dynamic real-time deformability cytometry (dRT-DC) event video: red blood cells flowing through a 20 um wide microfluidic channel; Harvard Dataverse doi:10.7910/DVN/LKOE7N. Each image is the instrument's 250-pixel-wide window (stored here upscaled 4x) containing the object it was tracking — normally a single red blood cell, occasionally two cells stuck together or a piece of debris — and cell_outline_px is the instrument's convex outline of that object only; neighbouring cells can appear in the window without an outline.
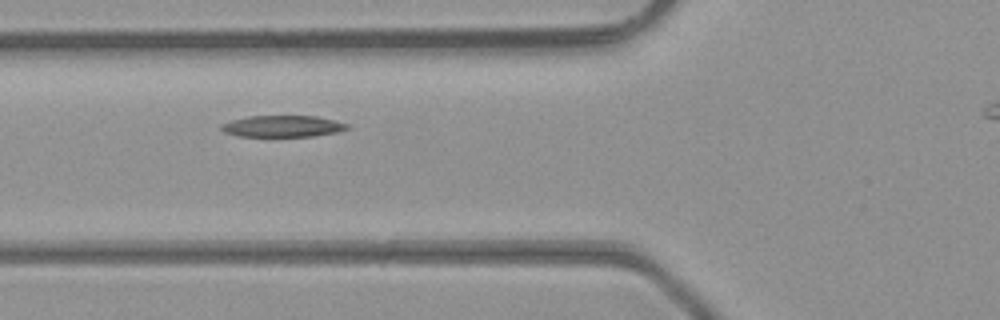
{"species": "common noctule bat (a hibernating species)", "species_latin": "Nyctalus noctula", "temperature_condition": "room temperature", "stored_images_in_passage": 5, "segment_of_instrument_passage": [1, 2], "camera_frame_rate_fps": 3000, "um_per_image_px": 0.085, "animal": {"sex": "male", "body_mass_g": 23.1, "forearm_length_mm": 52.7}, "frame": {"image": 1, "passage_image": 3, "time_ms": 0.667, "image_size_px": [1000, 320], "cell_outline_px": [[352, 128], [340, 132], [316, 136], [236, 136], [224, 132], [220, 128], [220, 124], [232, 120], [248, 116], [316, 116], [352, 124]], "centroid_in_image_um": [24.1, 10.73], "position_along_channel_um": 101.7, "area_um2": 16.07}}
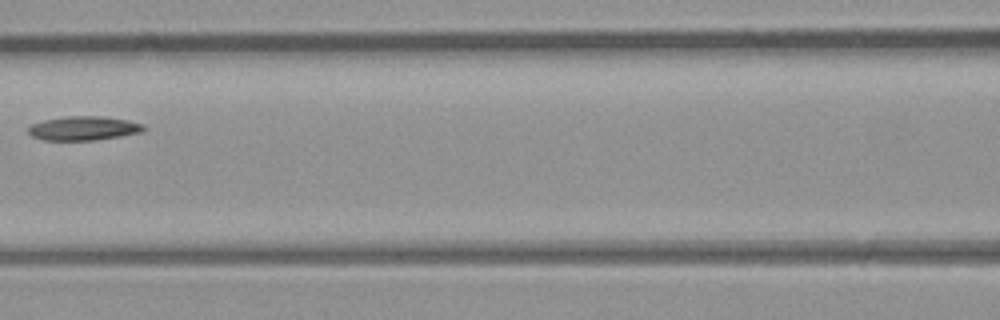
{"frame": {"image": 2, "passage_image": 4, "time_ms": 1.0, "image_size_px": [1000, 320], "cell_outline_px": [[148, 128], [140, 132], [120, 136], [92, 140], [44, 140], [32, 136], [28, 132], [28, 128], [32, 124], [44, 120], [68, 116], [100, 116], [128, 120], [144, 124]], "centroid_in_image_um": [7.12, 10.9], "position_along_channel_um": 159.5, "area_um2": 16.07}}